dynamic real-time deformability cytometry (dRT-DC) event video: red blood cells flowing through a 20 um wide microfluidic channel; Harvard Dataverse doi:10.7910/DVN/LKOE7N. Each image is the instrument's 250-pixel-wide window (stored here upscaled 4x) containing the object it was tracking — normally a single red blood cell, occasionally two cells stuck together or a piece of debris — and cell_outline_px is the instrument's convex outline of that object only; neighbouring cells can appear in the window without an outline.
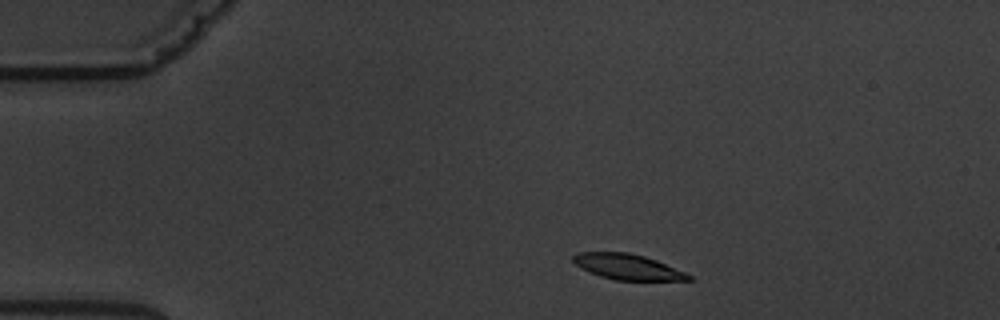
{"species": "common noctule bat (a hibernating species)", "species_latin": "Nyctalus noctula", "temperature_condition": "warm", "stored_images_in_passage": 3, "camera_frame_rate_fps": 3000, "um_per_image_px": 0.085, "animal": {"sex": "male", "body_mass_g": 19.5, "forearm_length_mm": 54.6}, "frame": {"image": 1, "passage_image": 1, "time_ms": 0.0, "image_size_px": [1000, 320], "cell_outline_px": [[692, 280], [616, 280], [600, 276], [588, 272], [580, 268], [572, 260], [572, 256], [576, 252], [628, 252], [644, 256], [656, 260], [684, 272], [692, 276]], "centroid_in_image_um": [53.29, 22.67], "position_along_channel_um": 31.7, "area_um2": 17.11}}